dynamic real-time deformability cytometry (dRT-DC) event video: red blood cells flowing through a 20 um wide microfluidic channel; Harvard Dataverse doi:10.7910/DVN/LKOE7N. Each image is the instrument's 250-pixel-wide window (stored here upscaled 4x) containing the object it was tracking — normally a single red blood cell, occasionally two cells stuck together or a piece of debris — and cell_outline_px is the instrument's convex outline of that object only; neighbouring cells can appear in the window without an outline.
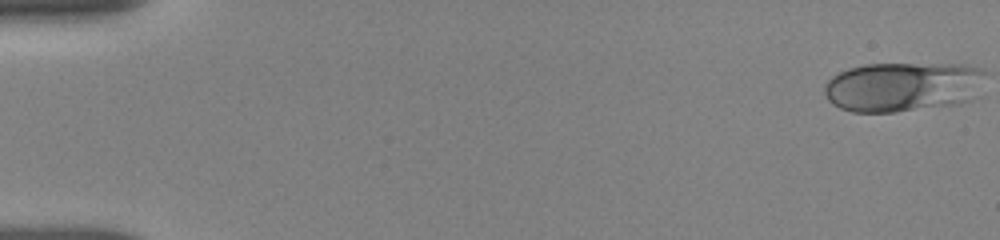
{"species": "human", "species_latin": "Homo sapiens", "temperature_condition": "room temperature", "stored_images_in_passage": 52, "camera_frame_rate_fps": 3000, "um_per_image_px": 0.085, "donor": {"sex": "female"}, "frame": {"image": 1, "passage_image": 1, "time_ms": 0.0, "image_size_px": [1000, 240], "cell_outline_px": [[984, 72], [964, 100], [960, 104], [896, 112], [852, 112], [840, 108], [832, 104], [828, 100], [824, 92], [824, 84], [832, 76], [848, 68], [864, 64], [960, 64], [980, 68]], "centroid_in_image_um": [76.56, 7.37], "position_along_channel_um": 8.4, "area_um2": 45.78}}
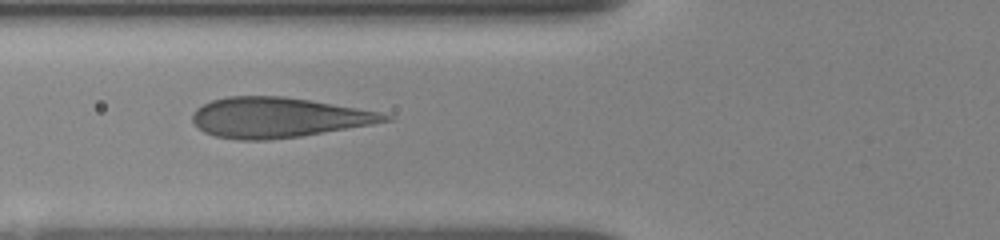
{"frame": {"image": 2, "passage_image": 32, "time_ms": 6.333, "image_size_px": [1000, 240], "cell_outline_px": [[392, 120], [372, 124], [300, 136], [268, 140], [240, 140], [216, 136], [204, 132], [192, 120], [192, 112], [196, 108], [212, 100], [228, 96], [284, 96], [380, 112], [392, 116]], "centroid_in_image_um": [23.61, 9.99], "position_along_channel_um": 102.2, "area_um2": 44.56}}
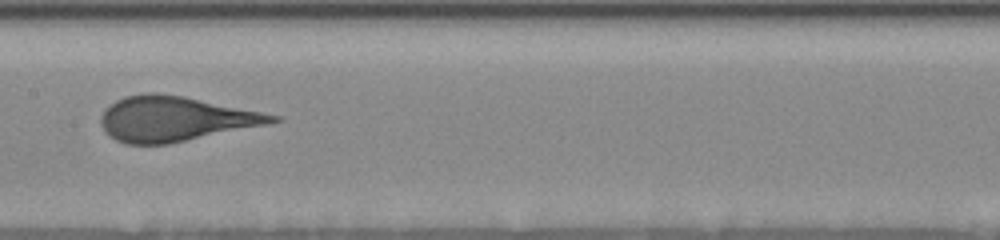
{"frame": {"image": 3, "passage_image": 51, "time_ms": 8.667, "image_size_px": [1000, 240], "cell_outline_px": [[284, 120], [168, 144], [128, 144], [116, 140], [104, 128], [100, 120], [104, 108], [108, 104], [124, 96], [144, 92], [156, 92], [184, 96], [280, 116]], "centroid_in_image_um": [14.83, 10.08], "position_along_channel_um": 192.6, "area_um2": 44.33}}